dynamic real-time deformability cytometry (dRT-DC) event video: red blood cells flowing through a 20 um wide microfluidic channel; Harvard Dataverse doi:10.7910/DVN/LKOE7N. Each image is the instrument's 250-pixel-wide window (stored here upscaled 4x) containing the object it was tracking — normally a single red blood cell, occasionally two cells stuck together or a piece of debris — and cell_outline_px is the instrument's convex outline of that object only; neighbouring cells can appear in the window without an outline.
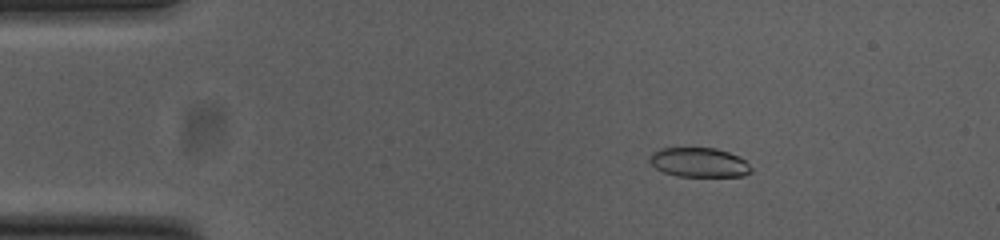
{"species": "common noctule bat (a hibernating species)", "species_latin": "Nyctalus noctula", "temperature_condition": "cold", "stored_images_in_passage": 54, "camera_frame_rate_fps": 3000, "um_per_image_px": 0.085, "animal": {"sex": "female", "body_mass_g": 23.0, "forearm_length_mm": 53.4}, "frame": {"image": 1, "passage_image": 9, "time_ms": 2.667, "image_size_px": [1000, 240], "cell_outline_px": [[752, 172], [744, 176], [676, 176], [664, 172], [656, 168], [648, 160], [652, 152], [660, 148], [716, 148], [728, 152], [744, 160], [752, 168]], "centroid_in_image_um": [59.41, 13.81], "position_along_channel_um": 25.6, "area_um2": 17.34}}
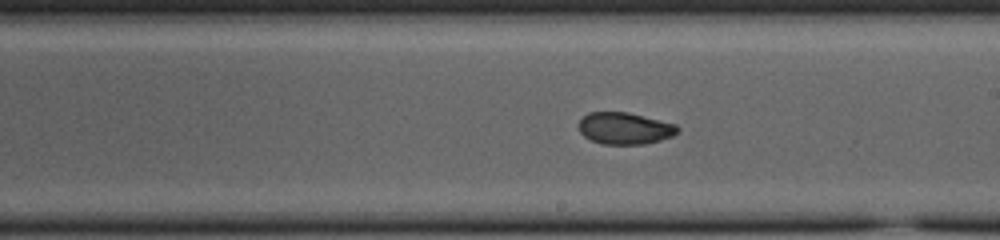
{"frame": {"image": 2, "passage_image": 31, "time_ms": 10.0, "image_size_px": [1000, 240], "cell_outline_px": [[680, 128], [672, 136], [660, 140], [644, 144], [600, 144], [584, 136], [580, 132], [580, 120], [588, 112], [628, 112], [676, 124]], "centroid_in_image_um": [53.11, 10.91], "position_along_channel_um": 235.9, "area_um2": 18.21}}
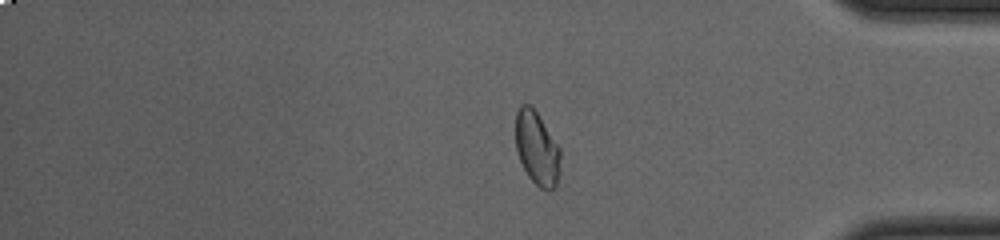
{"frame": {"image": 3, "passage_image": 45, "time_ms": 14.667, "image_size_px": [1000, 240], "cell_outline_px": [[560, 172], [556, 188], [540, 188], [528, 176], [520, 160], [516, 148], [516, 112], [520, 104], [528, 104], [536, 112], [560, 148]], "centroid_in_image_um": [45.64, 12.62], "position_along_channel_um": 389.6, "area_um2": 18.96}, "authors_computed_cell_mechanics": {"area_um2": 19.1029, "velocity_mm_per_s": 3.7883, "shape_relaxation_time_tau1_ms": 6.9753, "shape_relaxation_time_tau2_ms": 1.6251, "deformation_change_tau1": 0.1501, "deformation_change_tau2": 0.044}}